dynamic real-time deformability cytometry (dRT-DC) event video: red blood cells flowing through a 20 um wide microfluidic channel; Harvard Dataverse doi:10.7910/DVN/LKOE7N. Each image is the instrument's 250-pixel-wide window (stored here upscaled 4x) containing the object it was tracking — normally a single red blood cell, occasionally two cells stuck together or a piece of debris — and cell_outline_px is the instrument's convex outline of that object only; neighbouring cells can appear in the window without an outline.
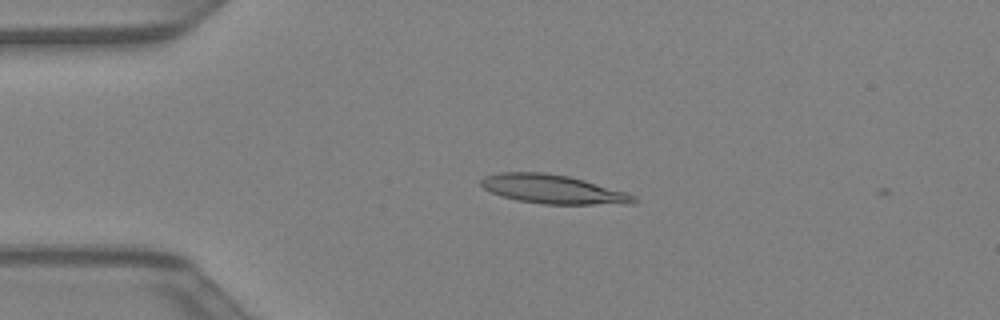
{"species": "Egyptian fruit bat (a non-hibernating species)", "species_latin": "Rousettus aegyptiacus", "temperature_condition": "warm", "stored_images_in_passage": 3, "camera_frame_rate_fps": 3000, "um_per_image_px": 0.085, "animal": {"sex": "female"}, "frame": {"image": 1, "passage_image": 1, "time_ms": 0.0, "image_size_px": [1000, 320], "cell_outline_px": [[636, 200], [632, 204], [544, 204], [516, 200], [492, 192], [484, 188], [480, 184], [480, 180], [484, 176], [500, 172], [544, 172], [568, 176], [584, 180], [628, 192], [636, 196]], "centroid_in_image_um": [47.02, 16.08], "position_along_channel_um": 38.0, "area_um2": 25.72}}